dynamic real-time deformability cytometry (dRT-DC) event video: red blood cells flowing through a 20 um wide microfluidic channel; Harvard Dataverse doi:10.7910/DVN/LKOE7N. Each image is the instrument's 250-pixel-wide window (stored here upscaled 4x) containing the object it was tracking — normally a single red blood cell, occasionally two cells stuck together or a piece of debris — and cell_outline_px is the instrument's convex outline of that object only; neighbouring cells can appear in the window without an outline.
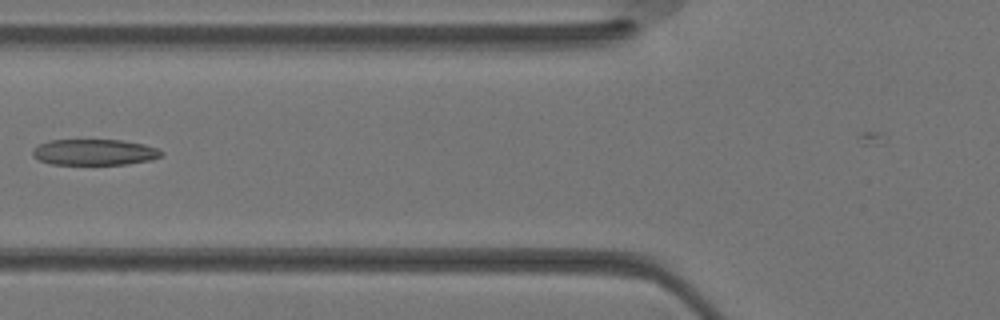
{"species": "Egyptian fruit bat (a non-hibernating species)", "species_latin": "Rousettus aegyptiacus", "temperature_condition": "warm", "stored_images_in_passage": 30, "camera_frame_rate_fps": 3000, "um_per_image_px": 0.085, "animal": {"sex": "female"}, "frame": {"image": 1, "passage_image": 13, "time_ms": 4.0, "image_size_px": [1000, 320], "cell_outline_px": [[160, 152], [156, 156], [140, 160], [120, 164], [60, 164], [44, 160], [36, 156], [36, 152], [44, 144], [56, 140], [112, 140], [136, 144], [152, 148]], "centroid_in_image_um": [7.98, 12.93], "position_along_channel_um": 117.8, "area_um2": 17.4}}
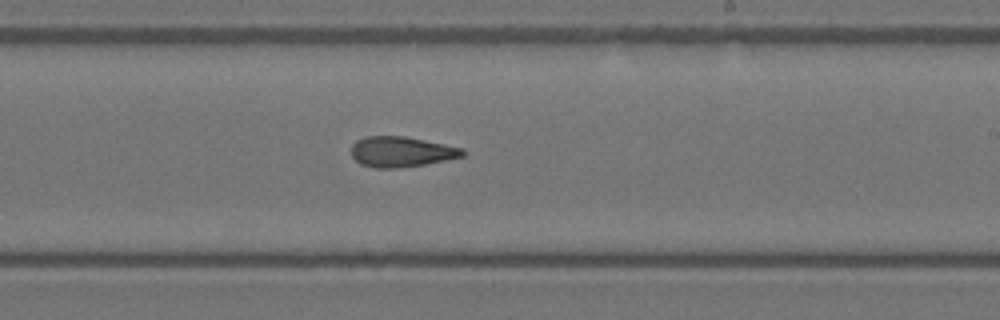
{"frame": {"image": 2, "passage_image": 20, "time_ms": 6.333, "image_size_px": [1000, 320], "cell_outline_px": [[464, 152], [460, 156], [420, 164], [364, 164], [352, 152], [352, 148], [360, 140], [376, 136], [396, 136], [456, 148]], "centroid_in_image_um": [34.1, 12.84], "position_along_channel_um": 254.9, "area_um2": 16.59}}
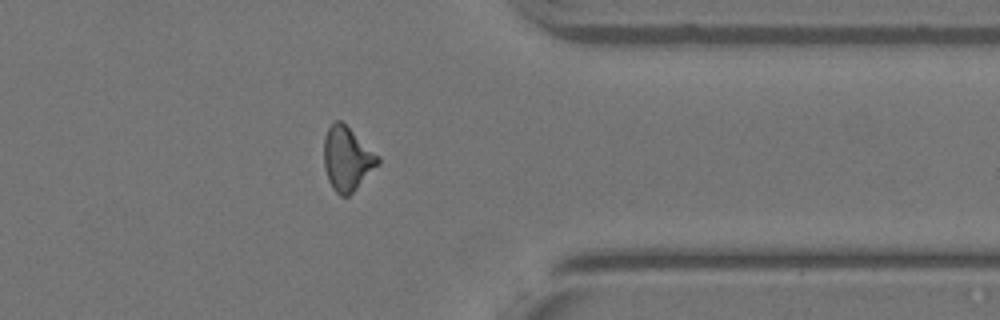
{"frame": {"image": 3, "passage_image": 27, "time_ms": 8.667, "image_size_px": [1000, 320], "cell_outline_px": [[380, 160], [344, 196], [332, 184], [328, 176], [324, 160], [324, 144], [328, 132], [332, 124], [344, 124]], "centroid_in_image_um": [29.45, 13.45], "position_along_channel_um": 382.0, "area_um2": 17.46}}